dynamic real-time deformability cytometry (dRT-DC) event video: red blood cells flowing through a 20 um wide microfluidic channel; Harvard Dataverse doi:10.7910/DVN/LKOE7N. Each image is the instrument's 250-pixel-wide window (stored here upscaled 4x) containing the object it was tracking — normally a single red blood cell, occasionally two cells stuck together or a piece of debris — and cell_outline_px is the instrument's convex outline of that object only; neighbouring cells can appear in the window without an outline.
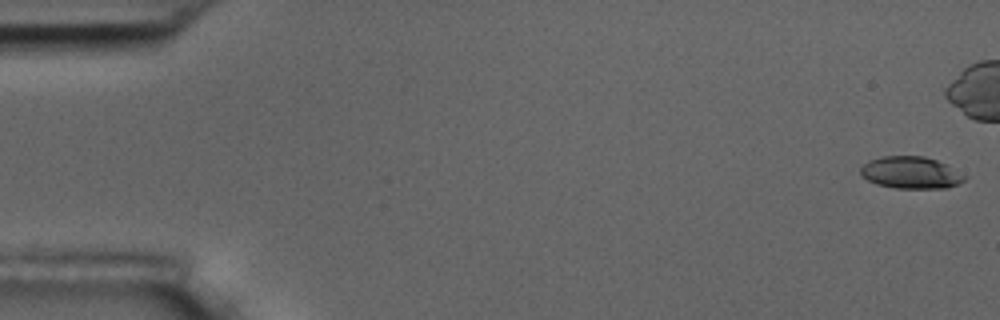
{"species": "common noctule bat (a hibernating species)", "species_latin": "Nyctalus noctula", "temperature_condition": "room temperature", "stored_images_in_passage": 8, "camera_frame_rate_fps": 3000, "um_per_image_px": 0.085, "animal": {"sex": "male", "body_mass_g": 17.5, "forearm_length_mm": 52.3}, "frame": {"image": 1, "passage_image": 1, "time_ms": 0.0, "image_size_px": [1000, 320], "cell_outline_px": [[968, 176], [964, 180], [948, 188], [896, 188], [876, 184], [860, 176], [860, 168], [868, 160], [884, 156], [924, 156], [948, 164]], "centroid_in_image_um": [77.43, 14.67], "position_along_channel_um": 7.6, "area_um2": 19.59}}